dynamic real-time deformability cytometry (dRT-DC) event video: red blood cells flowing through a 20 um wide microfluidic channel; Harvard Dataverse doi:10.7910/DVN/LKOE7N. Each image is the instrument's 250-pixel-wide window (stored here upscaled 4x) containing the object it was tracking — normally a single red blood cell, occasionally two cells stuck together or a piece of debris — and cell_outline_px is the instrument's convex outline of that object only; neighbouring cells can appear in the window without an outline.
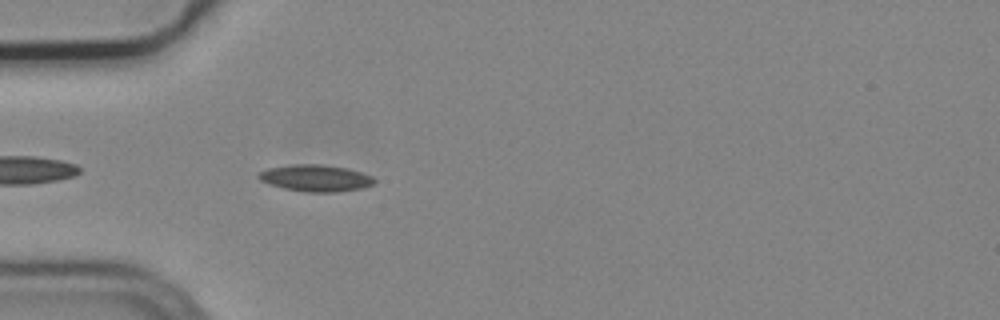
{"species": "common noctule bat (a hibernating species)", "species_latin": "Nyctalus noctula", "temperature_condition": "cold", "stored_images_in_passage": 4, "camera_frame_rate_fps": 3000, "um_per_image_px": 0.085, "animal": {"sex": "male", "body_mass_g": 19.2, "forearm_length_mm": 51.8}, "frame": {"image": 1, "passage_image": 4, "time_ms": 1.0, "image_size_px": [1000, 320], "cell_outline_px": [[376, 180], [372, 184], [360, 188], [336, 192], [304, 192], [284, 188], [268, 184], [260, 180], [256, 176], [260, 172], [268, 168], [292, 164], [320, 164], [348, 168], [372, 176]], "centroid_in_image_um": [26.79, 15.13], "position_along_channel_um": 58.2, "area_um2": 17.98}}